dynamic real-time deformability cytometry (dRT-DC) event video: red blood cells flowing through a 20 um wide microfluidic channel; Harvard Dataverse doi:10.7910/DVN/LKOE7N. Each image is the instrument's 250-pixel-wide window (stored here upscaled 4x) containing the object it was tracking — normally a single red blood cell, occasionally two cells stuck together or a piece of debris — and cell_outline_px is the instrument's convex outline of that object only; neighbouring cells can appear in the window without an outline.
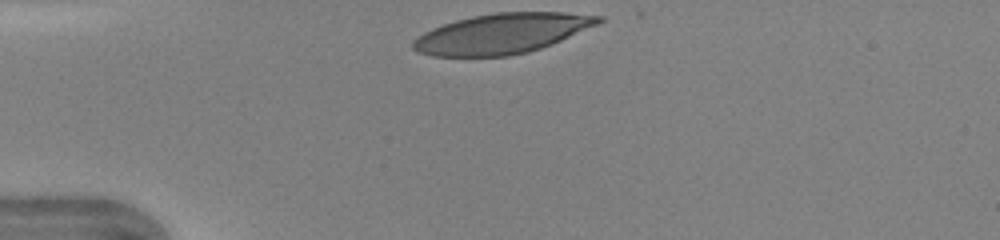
{"species": "human", "species_latin": "Homo sapiens", "temperature_condition": "warm", "stored_images_in_passage": 28, "camera_frame_rate_fps": 3000, "um_per_image_px": 0.085, "donor": {"sex": "female"}, "frame": {"image": 1, "passage_image": 1, "time_ms": 0.0, "image_size_px": [1000, 240], "cell_outline_px": [[604, 20], [596, 24], [552, 44], [528, 52], [508, 56], [432, 56], [416, 52], [412, 48], [412, 40], [424, 32], [432, 28], [456, 20], [472, 16], [496, 12], [564, 12], [604, 16]], "centroid_in_image_um": [42.63, 2.85], "position_along_channel_um": 42.4, "area_um2": 43.18}}
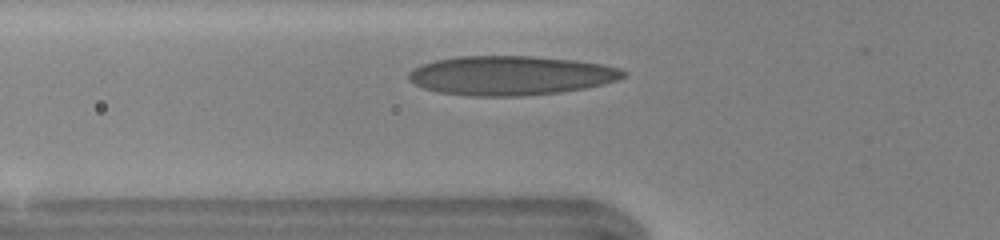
{"frame": {"image": 2, "passage_image": 6, "time_ms": 1.667, "image_size_px": [1000, 240], "cell_outline_px": [[628, 76], [616, 80], [584, 88], [560, 92], [520, 96], [472, 96], [440, 92], [424, 88], [408, 80], [408, 72], [412, 68], [436, 60], [456, 56], [532, 56], [572, 60], [600, 64], [620, 68], [628, 72]], "centroid_in_image_um": [43.4, 6.41], "position_along_channel_um": 82.4, "area_um2": 48.96}}
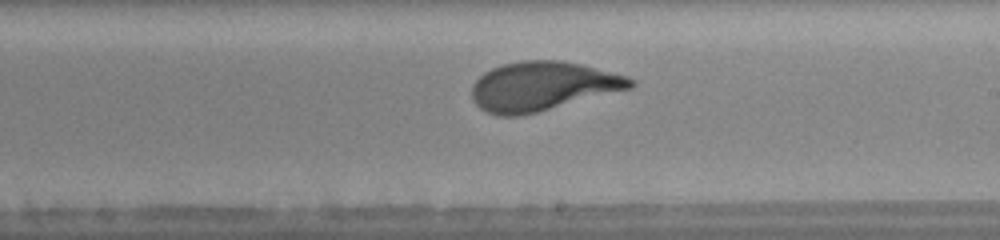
{"frame": {"image": 3, "passage_image": 17, "time_ms": 5.333, "image_size_px": [1000, 240], "cell_outline_px": [[636, 84], [632, 88], [520, 116], [496, 116], [480, 108], [472, 100], [472, 84], [484, 72], [492, 68], [504, 64], [520, 60], [560, 60], [580, 64], [628, 76], [636, 80]], "centroid_in_image_um": [46.11, 7.32], "position_along_channel_um": 242.9, "area_um2": 45.32}, "authors_computed_cell_mechanics": {"area_um2": 44.8528, "velocity_mm_per_s": 4.3533, "shape_relaxation_time_tau1_ms": 2.8103, "shape_relaxation_time_tau2_ms": null, "deformation_change_tau1": 0.1863, "deformation_change_tau2": null}}